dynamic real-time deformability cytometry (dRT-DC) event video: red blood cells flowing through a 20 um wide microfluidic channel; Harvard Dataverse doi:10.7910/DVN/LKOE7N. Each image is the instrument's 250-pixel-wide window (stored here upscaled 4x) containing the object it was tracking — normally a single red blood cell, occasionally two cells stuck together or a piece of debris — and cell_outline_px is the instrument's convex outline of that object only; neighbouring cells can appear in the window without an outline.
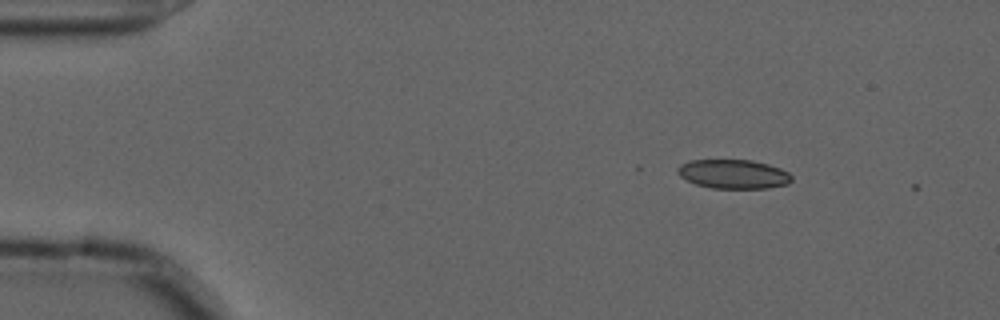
{"species": "common noctule bat (a hibernating species)", "species_latin": "Nyctalus noctula", "temperature_condition": "cold", "stored_images_in_passage": 2, "camera_frame_rate_fps": 3000, "um_per_image_px": 0.085, "animal": {"sex": "male", "forearm_length_mm": 52.5}, "frame": {"image": 1, "passage_image": 1, "time_ms": 0.0, "image_size_px": [1000, 320], "cell_outline_px": [[792, 180], [788, 184], [768, 188], [712, 188], [696, 184], [680, 176], [676, 172], [676, 168], [680, 164], [692, 160], [752, 160], [768, 164], [780, 168], [788, 172], [792, 176]], "centroid_in_image_um": [62.34, 14.79], "position_along_channel_um": 22.7, "area_um2": 19.36}}